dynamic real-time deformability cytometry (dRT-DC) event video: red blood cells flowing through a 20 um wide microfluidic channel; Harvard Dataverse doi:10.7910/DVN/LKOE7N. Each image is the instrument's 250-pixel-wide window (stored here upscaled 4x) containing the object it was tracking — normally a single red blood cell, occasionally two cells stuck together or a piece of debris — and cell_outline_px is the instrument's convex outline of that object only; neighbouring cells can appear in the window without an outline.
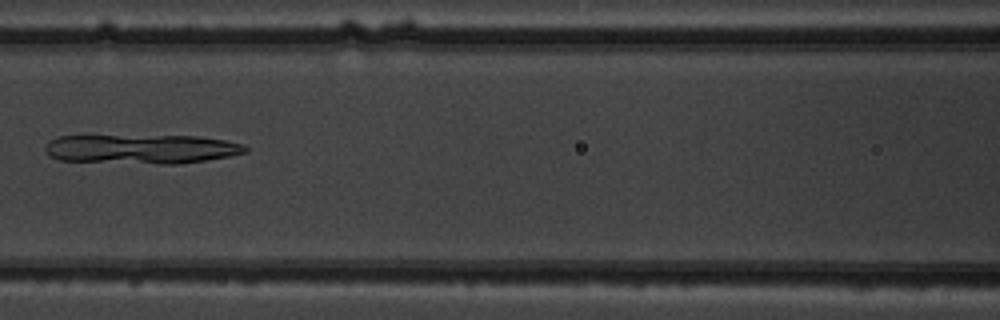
{"species": "common noctule bat (a hibernating species)", "species_latin": "Nyctalus noctula", "temperature_condition": "warm", "stored_images_in_passage": 7, "camera_frame_rate_fps": 3000, "um_per_image_px": 0.085, "animal": {"sex": "male", "body_mass_g": 19.5, "forearm_length_mm": 54.6}, "frame": {"image": 1, "passage_image": 6, "time_ms": 6.0, "image_size_px": [1000, 320], "cell_outline_px": [[248, 152], [228, 156], [180, 164], [160, 164], [60, 160], [52, 156], [44, 148], [44, 144], [48, 140], [56, 136], [196, 136], [224, 140], [244, 144], [248, 148]], "centroid_in_image_um": [12.02, 12.66], "position_along_channel_um": 154.6, "area_um2": 34.1}}
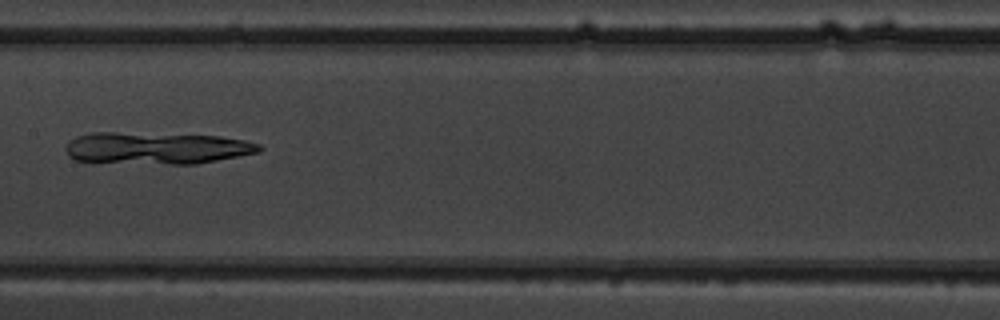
{"frame": {"image": 2, "passage_image": 7, "time_ms": 7.0, "image_size_px": [1000, 320], "cell_outline_px": [[264, 148], [260, 152], [196, 164], [168, 164], [76, 160], [68, 156], [64, 148], [68, 140], [76, 136], [92, 132], [116, 132], [220, 136], [244, 140], [260, 144]], "centroid_in_image_um": [13.31, 12.58], "position_along_channel_um": 194.1, "area_um2": 36.01}}